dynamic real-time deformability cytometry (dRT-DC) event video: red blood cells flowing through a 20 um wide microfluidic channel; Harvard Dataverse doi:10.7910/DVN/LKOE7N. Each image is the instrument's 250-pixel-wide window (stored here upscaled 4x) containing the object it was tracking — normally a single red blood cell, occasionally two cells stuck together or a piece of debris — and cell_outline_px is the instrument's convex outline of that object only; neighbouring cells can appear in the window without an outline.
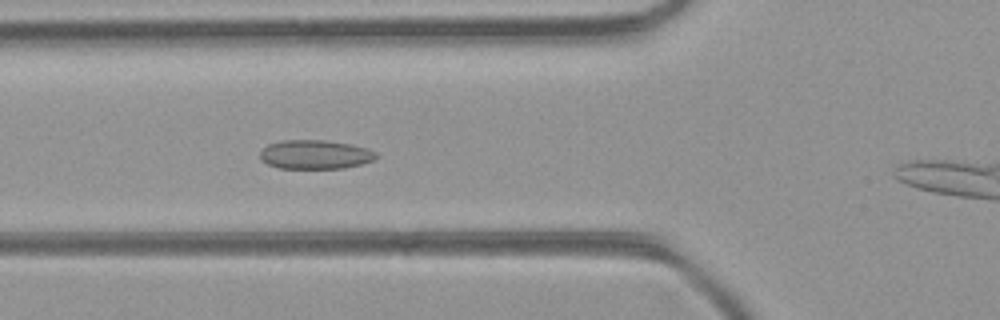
{"species": "common noctule bat (a hibernating species)", "species_latin": "Nyctalus noctula", "temperature_condition": "room temperature", "stored_images_in_passage": 33, "camera_frame_rate_fps": 3000, "um_per_image_px": 0.085, "animal": {"sex": "female", "body_mass_g": 21.9}, "frame": {"image": 1, "passage_image": 10, "time_ms": 3.0, "image_size_px": [1000, 320], "cell_outline_px": [[376, 156], [372, 160], [360, 164], [344, 168], [280, 168], [268, 164], [260, 160], [260, 152], [268, 144], [280, 140], [324, 140], [352, 144], [368, 148], [376, 152]], "centroid_in_image_um": [26.77, 13.12], "position_along_channel_um": 99.0, "area_um2": 19.59}}
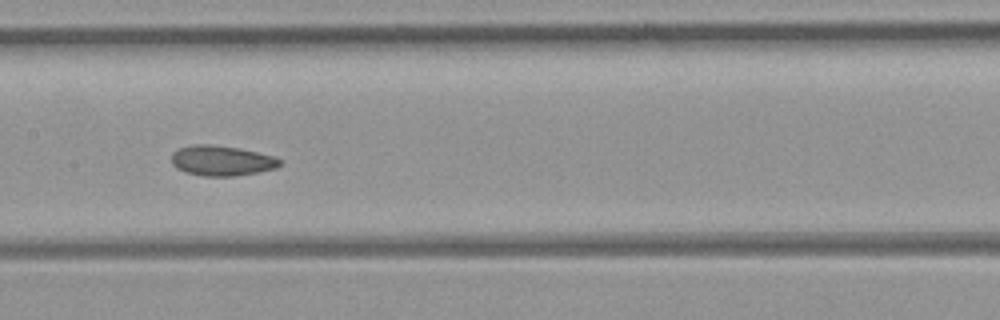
{"frame": {"image": 2, "passage_image": 16, "time_ms": 5.0, "image_size_px": [1000, 320], "cell_outline_px": [[284, 164], [276, 168], [236, 176], [204, 176], [184, 172], [176, 168], [172, 164], [172, 152], [180, 148], [192, 144], [212, 144], [240, 148], [276, 156], [284, 160]], "centroid_in_image_um": [18.88, 13.65], "position_along_channel_um": 188.5, "area_um2": 19.42}}
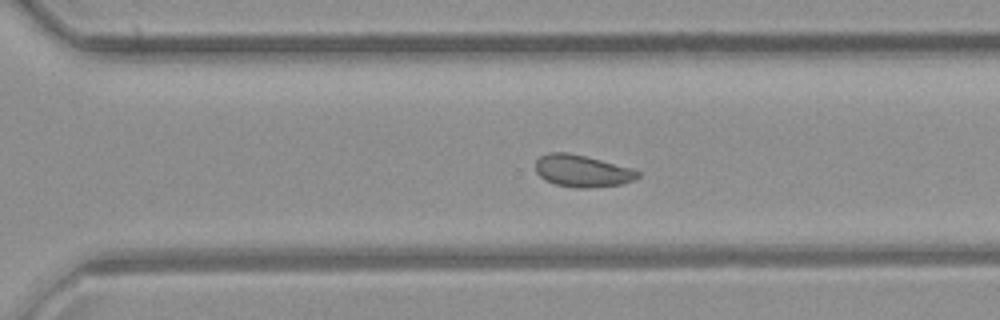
{"frame": {"image": 3, "passage_image": 25, "time_ms": 8.0, "image_size_px": [1000, 320], "cell_outline_px": [[640, 176], [632, 180], [620, 184], [588, 188], [580, 188], [556, 184], [544, 180], [536, 172], [536, 160], [540, 156], [548, 152], [568, 152], [632, 168], [640, 172]], "centroid_in_image_um": [49.46, 14.52], "position_along_channel_um": 321.1, "area_um2": 18.9}, "authors_computed_cell_mechanics": {"area_um2": 19.0162, "velocity_mm_per_s": 4.4389, "shape_relaxation_time_tau1_ms": 10.5655, "shape_relaxation_time_tau2_ms": 1.8495, "deformation_change_tau1": 0.1293, "deformation_change_tau2": 0.0487}}